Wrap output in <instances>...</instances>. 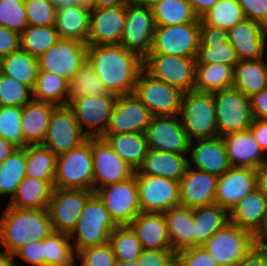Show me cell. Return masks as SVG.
<instances>
[{"mask_svg":"<svg viewBox=\"0 0 267 266\" xmlns=\"http://www.w3.org/2000/svg\"><path fill=\"white\" fill-rule=\"evenodd\" d=\"M28 26H55L56 9L51 0H24Z\"/></svg>","mask_w":267,"mask_h":266,"instance_id":"f5cc1de1","label":"cell"},{"mask_svg":"<svg viewBox=\"0 0 267 266\" xmlns=\"http://www.w3.org/2000/svg\"><path fill=\"white\" fill-rule=\"evenodd\" d=\"M32 99L65 106L68 100V81L59 75L39 71L32 90Z\"/></svg>","mask_w":267,"mask_h":266,"instance_id":"ab89813d","label":"cell"},{"mask_svg":"<svg viewBox=\"0 0 267 266\" xmlns=\"http://www.w3.org/2000/svg\"><path fill=\"white\" fill-rule=\"evenodd\" d=\"M153 116L134 93L119 95L104 134H144Z\"/></svg>","mask_w":267,"mask_h":266,"instance_id":"ffe728a7","label":"cell"},{"mask_svg":"<svg viewBox=\"0 0 267 266\" xmlns=\"http://www.w3.org/2000/svg\"><path fill=\"white\" fill-rule=\"evenodd\" d=\"M160 0H128V3L136 6L152 8Z\"/></svg>","mask_w":267,"mask_h":266,"instance_id":"753ad0ef","label":"cell"},{"mask_svg":"<svg viewBox=\"0 0 267 266\" xmlns=\"http://www.w3.org/2000/svg\"><path fill=\"white\" fill-rule=\"evenodd\" d=\"M117 96L111 93L102 96L82 97L72 101V110L81 129L89 137H101L108 126Z\"/></svg>","mask_w":267,"mask_h":266,"instance_id":"ac0fdd59","label":"cell"},{"mask_svg":"<svg viewBox=\"0 0 267 266\" xmlns=\"http://www.w3.org/2000/svg\"><path fill=\"white\" fill-rule=\"evenodd\" d=\"M20 49V33L0 26V59Z\"/></svg>","mask_w":267,"mask_h":266,"instance_id":"91938a15","label":"cell"},{"mask_svg":"<svg viewBox=\"0 0 267 266\" xmlns=\"http://www.w3.org/2000/svg\"><path fill=\"white\" fill-rule=\"evenodd\" d=\"M227 37L240 61L264 57L267 28L261 23L244 18L227 31Z\"/></svg>","mask_w":267,"mask_h":266,"instance_id":"cb8c5ba5","label":"cell"},{"mask_svg":"<svg viewBox=\"0 0 267 266\" xmlns=\"http://www.w3.org/2000/svg\"><path fill=\"white\" fill-rule=\"evenodd\" d=\"M148 149L176 154H189L191 140L178 115L153 116L144 132Z\"/></svg>","mask_w":267,"mask_h":266,"instance_id":"e0dca14e","label":"cell"},{"mask_svg":"<svg viewBox=\"0 0 267 266\" xmlns=\"http://www.w3.org/2000/svg\"><path fill=\"white\" fill-rule=\"evenodd\" d=\"M262 248L267 252V243H265Z\"/></svg>","mask_w":267,"mask_h":266,"instance_id":"b9fcfbb0","label":"cell"},{"mask_svg":"<svg viewBox=\"0 0 267 266\" xmlns=\"http://www.w3.org/2000/svg\"><path fill=\"white\" fill-rule=\"evenodd\" d=\"M56 11L80 5L79 0H51Z\"/></svg>","mask_w":267,"mask_h":266,"instance_id":"89a4df30","label":"cell"},{"mask_svg":"<svg viewBox=\"0 0 267 266\" xmlns=\"http://www.w3.org/2000/svg\"><path fill=\"white\" fill-rule=\"evenodd\" d=\"M143 69L183 93L194 90L196 57L149 53L143 59Z\"/></svg>","mask_w":267,"mask_h":266,"instance_id":"ba28073f","label":"cell"},{"mask_svg":"<svg viewBox=\"0 0 267 266\" xmlns=\"http://www.w3.org/2000/svg\"><path fill=\"white\" fill-rule=\"evenodd\" d=\"M0 26L18 33L28 26L24 0H0Z\"/></svg>","mask_w":267,"mask_h":266,"instance_id":"816d5d0a","label":"cell"},{"mask_svg":"<svg viewBox=\"0 0 267 266\" xmlns=\"http://www.w3.org/2000/svg\"><path fill=\"white\" fill-rule=\"evenodd\" d=\"M25 174L54 184L57 156L42 144L27 145Z\"/></svg>","mask_w":267,"mask_h":266,"instance_id":"f35d334b","label":"cell"},{"mask_svg":"<svg viewBox=\"0 0 267 266\" xmlns=\"http://www.w3.org/2000/svg\"><path fill=\"white\" fill-rule=\"evenodd\" d=\"M91 9L78 5L56 11L55 28L59 38L86 43Z\"/></svg>","mask_w":267,"mask_h":266,"instance_id":"1f68e13d","label":"cell"},{"mask_svg":"<svg viewBox=\"0 0 267 266\" xmlns=\"http://www.w3.org/2000/svg\"><path fill=\"white\" fill-rule=\"evenodd\" d=\"M176 266H218L204 246H194L177 253Z\"/></svg>","mask_w":267,"mask_h":266,"instance_id":"11a10c76","label":"cell"},{"mask_svg":"<svg viewBox=\"0 0 267 266\" xmlns=\"http://www.w3.org/2000/svg\"><path fill=\"white\" fill-rule=\"evenodd\" d=\"M133 93L154 115H178L183 92L153 78L144 69L140 72Z\"/></svg>","mask_w":267,"mask_h":266,"instance_id":"9c48e42d","label":"cell"},{"mask_svg":"<svg viewBox=\"0 0 267 266\" xmlns=\"http://www.w3.org/2000/svg\"><path fill=\"white\" fill-rule=\"evenodd\" d=\"M199 41L200 21L156 26L150 53L196 57Z\"/></svg>","mask_w":267,"mask_h":266,"instance_id":"30bf717a","label":"cell"},{"mask_svg":"<svg viewBox=\"0 0 267 266\" xmlns=\"http://www.w3.org/2000/svg\"><path fill=\"white\" fill-rule=\"evenodd\" d=\"M88 61L107 91L131 94L143 70V59L120 44L88 45Z\"/></svg>","mask_w":267,"mask_h":266,"instance_id":"6da1fadb","label":"cell"},{"mask_svg":"<svg viewBox=\"0 0 267 266\" xmlns=\"http://www.w3.org/2000/svg\"><path fill=\"white\" fill-rule=\"evenodd\" d=\"M116 227L104 202L94 192L87 199L76 227L69 237L72 240L75 239L76 247L74 248L77 252L89 246L109 242L110 235Z\"/></svg>","mask_w":267,"mask_h":266,"instance_id":"277c9868","label":"cell"},{"mask_svg":"<svg viewBox=\"0 0 267 266\" xmlns=\"http://www.w3.org/2000/svg\"><path fill=\"white\" fill-rule=\"evenodd\" d=\"M14 257H21L26 262L34 266H44L43 241L33 240L28 244L20 247L13 253Z\"/></svg>","mask_w":267,"mask_h":266,"instance_id":"680465c9","label":"cell"},{"mask_svg":"<svg viewBox=\"0 0 267 266\" xmlns=\"http://www.w3.org/2000/svg\"><path fill=\"white\" fill-rule=\"evenodd\" d=\"M92 155L94 192L107 185L124 181L135 174L134 168L122 160L101 137H92Z\"/></svg>","mask_w":267,"mask_h":266,"instance_id":"d6986e66","label":"cell"},{"mask_svg":"<svg viewBox=\"0 0 267 266\" xmlns=\"http://www.w3.org/2000/svg\"><path fill=\"white\" fill-rule=\"evenodd\" d=\"M178 116L191 141L218 136L213 93L195 90L183 93Z\"/></svg>","mask_w":267,"mask_h":266,"instance_id":"3957f363","label":"cell"},{"mask_svg":"<svg viewBox=\"0 0 267 266\" xmlns=\"http://www.w3.org/2000/svg\"><path fill=\"white\" fill-rule=\"evenodd\" d=\"M155 30L152 8L126 4V20L120 45L144 59L152 50Z\"/></svg>","mask_w":267,"mask_h":266,"instance_id":"5bb4252c","label":"cell"},{"mask_svg":"<svg viewBox=\"0 0 267 266\" xmlns=\"http://www.w3.org/2000/svg\"><path fill=\"white\" fill-rule=\"evenodd\" d=\"M216 41H228L227 30L205 24L200 19L199 42H216Z\"/></svg>","mask_w":267,"mask_h":266,"instance_id":"94428289","label":"cell"},{"mask_svg":"<svg viewBox=\"0 0 267 266\" xmlns=\"http://www.w3.org/2000/svg\"><path fill=\"white\" fill-rule=\"evenodd\" d=\"M256 187V169L232 166L218 177L215 203L229 212Z\"/></svg>","mask_w":267,"mask_h":266,"instance_id":"603a6c76","label":"cell"},{"mask_svg":"<svg viewBox=\"0 0 267 266\" xmlns=\"http://www.w3.org/2000/svg\"><path fill=\"white\" fill-rule=\"evenodd\" d=\"M44 266H75L77 253L68 234L53 231L42 239Z\"/></svg>","mask_w":267,"mask_h":266,"instance_id":"7bdbcfd3","label":"cell"},{"mask_svg":"<svg viewBox=\"0 0 267 266\" xmlns=\"http://www.w3.org/2000/svg\"><path fill=\"white\" fill-rule=\"evenodd\" d=\"M54 186L47 180L25 177L8 206L20 209H47Z\"/></svg>","mask_w":267,"mask_h":266,"instance_id":"d6a6232c","label":"cell"},{"mask_svg":"<svg viewBox=\"0 0 267 266\" xmlns=\"http://www.w3.org/2000/svg\"><path fill=\"white\" fill-rule=\"evenodd\" d=\"M128 4V0H95V8L114 7Z\"/></svg>","mask_w":267,"mask_h":266,"instance_id":"2644e50d","label":"cell"},{"mask_svg":"<svg viewBox=\"0 0 267 266\" xmlns=\"http://www.w3.org/2000/svg\"><path fill=\"white\" fill-rule=\"evenodd\" d=\"M188 165L179 181V203L194 209L215 203L218 177Z\"/></svg>","mask_w":267,"mask_h":266,"instance_id":"7402d4cb","label":"cell"},{"mask_svg":"<svg viewBox=\"0 0 267 266\" xmlns=\"http://www.w3.org/2000/svg\"><path fill=\"white\" fill-rule=\"evenodd\" d=\"M256 186L267 196V161L256 169Z\"/></svg>","mask_w":267,"mask_h":266,"instance_id":"003e7915","label":"cell"},{"mask_svg":"<svg viewBox=\"0 0 267 266\" xmlns=\"http://www.w3.org/2000/svg\"><path fill=\"white\" fill-rule=\"evenodd\" d=\"M57 105L31 100L22 107L21 126L27 145L42 144L47 133L51 115Z\"/></svg>","mask_w":267,"mask_h":266,"instance_id":"f546056e","label":"cell"},{"mask_svg":"<svg viewBox=\"0 0 267 266\" xmlns=\"http://www.w3.org/2000/svg\"><path fill=\"white\" fill-rule=\"evenodd\" d=\"M143 249H171L163 213L140 212L129 224Z\"/></svg>","mask_w":267,"mask_h":266,"instance_id":"f1b7e54d","label":"cell"},{"mask_svg":"<svg viewBox=\"0 0 267 266\" xmlns=\"http://www.w3.org/2000/svg\"><path fill=\"white\" fill-rule=\"evenodd\" d=\"M17 149L12 143L0 136V164Z\"/></svg>","mask_w":267,"mask_h":266,"instance_id":"a7ac6f4b","label":"cell"},{"mask_svg":"<svg viewBox=\"0 0 267 266\" xmlns=\"http://www.w3.org/2000/svg\"><path fill=\"white\" fill-rule=\"evenodd\" d=\"M109 242L116 256V261L132 262L143 251L142 244L129 225L117 226L111 233Z\"/></svg>","mask_w":267,"mask_h":266,"instance_id":"bcb514c9","label":"cell"},{"mask_svg":"<svg viewBox=\"0 0 267 266\" xmlns=\"http://www.w3.org/2000/svg\"><path fill=\"white\" fill-rule=\"evenodd\" d=\"M53 186L94 191L92 137L79 147L57 156Z\"/></svg>","mask_w":267,"mask_h":266,"instance_id":"5b68a950","label":"cell"},{"mask_svg":"<svg viewBox=\"0 0 267 266\" xmlns=\"http://www.w3.org/2000/svg\"><path fill=\"white\" fill-rule=\"evenodd\" d=\"M126 20V4L92 8L87 45L120 44Z\"/></svg>","mask_w":267,"mask_h":266,"instance_id":"44dd1931","label":"cell"},{"mask_svg":"<svg viewBox=\"0 0 267 266\" xmlns=\"http://www.w3.org/2000/svg\"><path fill=\"white\" fill-rule=\"evenodd\" d=\"M81 260L80 266H114L116 256L110 242L103 245L89 246L76 253Z\"/></svg>","mask_w":267,"mask_h":266,"instance_id":"db71d44e","label":"cell"},{"mask_svg":"<svg viewBox=\"0 0 267 266\" xmlns=\"http://www.w3.org/2000/svg\"><path fill=\"white\" fill-rule=\"evenodd\" d=\"M88 61V45L62 39L38 58L39 71L59 75L69 81Z\"/></svg>","mask_w":267,"mask_h":266,"instance_id":"8fae6325","label":"cell"},{"mask_svg":"<svg viewBox=\"0 0 267 266\" xmlns=\"http://www.w3.org/2000/svg\"><path fill=\"white\" fill-rule=\"evenodd\" d=\"M229 222L258 237L267 223V196L253 189L229 211Z\"/></svg>","mask_w":267,"mask_h":266,"instance_id":"d4e9b609","label":"cell"},{"mask_svg":"<svg viewBox=\"0 0 267 266\" xmlns=\"http://www.w3.org/2000/svg\"><path fill=\"white\" fill-rule=\"evenodd\" d=\"M96 193L117 226L129 225L141 212L135 174L124 181L99 188Z\"/></svg>","mask_w":267,"mask_h":266,"instance_id":"9a60e30c","label":"cell"},{"mask_svg":"<svg viewBox=\"0 0 267 266\" xmlns=\"http://www.w3.org/2000/svg\"><path fill=\"white\" fill-rule=\"evenodd\" d=\"M253 119H267V88L250 98Z\"/></svg>","mask_w":267,"mask_h":266,"instance_id":"6125c7cd","label":"cell"},{"mask_svg":"<svg viewBox=\"0 0 267 266\" xmlns=\"http://www.w3.org/2000/svg\"><path fill=\"white\" fill-rule=\"evenodd\" d=\"M21 119L22 107L0 106V136L17 148L25 147Z\"/></svg>","mask_w":267,"mask_h":266,"instance_id":"681fc988","label":"cell"},{"mask_svg":"<svg viewBox=\"0 0 267 266\" xmlns=\"http://www.w3.org/2000/svg\"><path fill=\"white\" fill-rule=\"evenodd\" d=\"M258 245L263 246L265 243H267V223L265 225L264 230L262 233L257 237Z\"/></svg>","mask_w":267,"mask_h":266,"instance_id":"34e18365","label":"cell"},{"mask_svg":"<svg viewBox=\"0 0 267 266\" xmlns=\"http://www.w3.org/2000/svg\"><path fill=\"white\" fill-rule=\"evenodd\" d=\"M239 61L229 41L199 42L196 64L223 63L234 69Z\"/></svg>","mask_w":267,"mask_h":266,"instance_id":"c3c4849f","label":"cell"},{"mask_svg":"<svg viewBox=\"0 0 267 266\" xmlns=\"http://www.w3.org/2000/svg\"><path fill=\"white\" fill-rule=\"evenodd\" d=\"M249 130L253 133L257 144L267 155V119H253Z\"/></svg>","mask_w":267,"mask_h":266,"instance_id":"e7e4bbea","label":"cell"},{"mask_svg":"<svg viewBox=\"0 0 267 266\" xmlns=\"http://www.w3.org/2000/svg\"><path fill=\"white\" fill-rule=\"evenodd\" d=\"M245 18L238 0H219L200 19L213 27L229 30Z\"/></svg>","mask_w":267,"mask_h":266,"instance_id":"7dc6e473","label":"cell"},{"mask_svg":"<svg viewBox=\"0 0 267 266\" xmlns=\"http://www.w3.org/2000/svg\"><path fill=\"white\" fill-rule=\"evenodd\" d=\"M88 139L72 110L67 105L57 106L51 115L42 145L58 156L79 147Z\"/></svg>","mask_w":267,"mask_h":266,"instance_id":"7c38bea8","label":"cell"},{"mask_svg":"<svg viewBox=\"0 0 267 266\" xmlns=\"http://www.w3.org/2000/svg\"><path fill=\"white\" fill-rule=\"evenodd\" d=\"M171 249L178 253L193 247V209L178 205L163 212Z\"/></svg>","mask_w":267,"mask_h":266,"instance_id":"4dcf8cb0","label":"cell"},{"mask_svg":"<svg viewBox=\"0 0 267 266\" xmlns=\"http://www.w3.org/2000/svg\"><path fill=\"white\" fill-rule=\"evenodd\" d=\"M101 138L134 170H137L142 164L148 151L147 140L143 133L103 134Z\"/></svg>","mask_w":267,"mask_h":266,"instance_id":"d590c367","label":"cell"},{"mask_svg":"<svg viewBox=\"0 0 267 266\" xmlns=\"http://www.w3.org/2000/svg\"><path fill=\"white\" fill-rule=\"evenodd\" d=\"M141 212L163 213L180 205L179 182L161 176L139 174L135 170Z\"/></svg>","mask_w":267,"mask_h":266,"instance_id":"2e32d148","label":"cell"},{"mask_svg":"<svg viewBox=\"0 0 267 266\" xmlns=\"http://www.w3.org/2000/svg\"><path fill=\"white\" fill-rule=\"evenodd\" d=\"M156 26L200 21L188 0H160L152 7Z\"/></svg>","mask_w":267,"mask_h":266,"instance_id":"b9f144b4","label":"cell"},{"mask_svg":"<svg viewBox=\"0 0 267 266\" xmlns=\"http://www.w3.org/2000/svg\"><path fill=\"white\" fill-rule=\"evenodd\" d=\"M229 223V212L216 203L193 209V247L203 246L219 229Z\"/></svg>","mask_w":267,"mask_h":266,"instance_id":"e575fe53","label":"cell"},{"mask_svg":"<svg viewBox=\"0 0 267 266\" xmlns=\"http://www.w3.org/2000/svg\"><path fill=\"white\" fill-rule=\"evenodd\" d=\"M234 69L223 63L196 64L194 90L213 93L233 85Z\"/></svg>","mask_w":267,"mask_h":266,"instance_id":"74e56055","label":"cell"},{"mask_svg":"<svg viewBox=\"0 0 267 266\" xmlns=\"http://www.w3.org/2000/svg\"><path fill=\"white\" fill-rule=\"evenodd\" d=\"M232 87L251 98L267 88V63L263 58L242 60L234 67Z\"/></svg>","mask_w":267,"mask_h":266,"instance_id":"836d02e7","label":"cell"},{"mask_svg":"<svg viewBox=\"0 0 267 266\" xmlns=\"http://www.w3.org/2000/svg\"><path fill=\"white\" fill-rule=\"evenodd\" d=\"M94 191L74 188H55L47 210L55 232L70 235L75 229L77 221L87 199Z\"/></svg>","mask_w":267,"mask_h":266,"instance_id":"4fadbf2b","label":"cell"},{"mask_svg":"<svg viewBox=\"0 0 267 266\" xmlns=\"http://www.w3.org/2000/svg\"><path fill=\"white\" fill-rule=\"evenodd\" d=\"M218 136L249 130L253 116L250 98L234 87L213 92Z\"/></svg>","mask_w":267,"mask_h":266,"instance_id":"52a82bcc","label":"cell"},{"mask_svg":"<svg viewBox=\"0 0 267 266\" xmlns=\"http://www.w3.org/2000/svg\"><path fill=\"white\" fill-rule=\"evenodd\" d=\"M222 138L231 166L257 169L267 161V155L250 130L231 133Z\"/></svg>","mask_w":267,"mask_h":266,"instance_id":"4316f807","label":"cell"},{"mask_svg":"<svg viewBox=\"0 0 267 266\" xmlns=\"http://www.w3.org/2000/svg\"><path fill=\"white\" fill-rule=\"evenodd\" d=\"M245 18L261 23L267 28V0H238Z\"/></svg>","mask_w":267,"mask_h":266,"instance_id":"6f0895ef","label":"cell"},{"mask_svg":"<svg viewBox=\"0 0 267 266\" xmlns=\"http://www.w3.org/2000/svg\"><path fill=\"white\" fill-rule=\"evenodd\" d=\"M0 72L33 90L39 72L38 59L20 49L0 59Z\"/></svg>","mask_w":267,"mask_h":266,"instance_id":"8d00e7d4","label":"cell"},{"mask_svg":"<svg viewBox=\"0 0 267 266\" xmlns=\"http://www.w3.org/2000/svg\"><path fill=\"white\" fill-rule=\"evenodd\" d=\"M47 209H20L7 206L0 219V245L14 253L20 247L39 241L53 232Z\"/></svg>","mask_w":267,"mask_h":266,"instance_id":"7a4b0ae2","label":"cell"},{"mask_svg":"<svg viewBox=\"0 0 267 266\" xmlns=\"http://www.w3.org/2000/svg\"><path fill=\"white\" fill-rule=\"evenodd\" d=\"M26 151L17 148L0 164V196L13 195L26 177Z\"/></svg>","mask_w":267,"mask_h":266,"instance_id":"ee69618b","label":"cell"},{"mask_svg":"<svg viewBox=\"0 0 267 266\" xmlns=\"http://www.w3.org/2000/svg\"><path fill=\"white\" fill-rule=\"evenodd\" d=\"M59 39L55 26H27L20 33L21 50L38 59Z\"/></svg>","mask_w":267,"mask_h":266,"instance_id":"f6af8a7d","label":"cell"},{"mask_svg":"<svg viewBox=\"0 0 267 266\" xmlns=\"http://www.w3.org/2000/svg\"><path fill=\"white\" fill-rule=\"evenodd\" d=\"M184 155L148 149L136 171L142 175L161 176L179 182L188 167V158Z\"/></svg>","mask_w":267,"mask_h":266,"instance_id":"83f0119b","label":"cell"},{"mask_svg":"<svg viewBox=\"0 0 267 266\" xmlns=\"http://www.w3.org/2000/svg\"><path fill=\"white\" fill-rule=\"evenodd\" d=\"M109 92L97 76L94 67L87 61L68 81V106L72 101L89 96H102Z\"/></svg>","mask_w":267,"mask_h":266,"instance_id":"60d3db41","label":"cell"},{"mask_svg":"<svg viewBox=\"0 0 267 266\" xmlns=\"http://www.w3.org/2000/svg\"><path fill=\"white\" fill-rule=\"evenodd\" d=\"M195 15L200 19L206 14L219 0H188Z\"/></svg>","mask_w":267,"mask_h":266,"instance_id":"03108f58","label":"cell"},{"mask_svg":"<svg viewBox=\"0 0 267 266\" xmlns=\"http://www.w3.org/2000/svg\"><path fill=\"white\" fill-rule=\"evenodd\" d=\"M79 3L81 6L89 9L95 8V0H79Z\"/></svg>","mask_w":267,"mask_h":266,"instance_id":"11e5206c","label":"cell"},{"mask_svg":"<svg viewBox=\"0 0 267 266\" xmlns=\"http://www.w3.org/2000/svg\"><path fill=\"white\" fill-rule=\"evenodd\" d=\"M198 145L193 146L190 142L189 154L191 161L188 165L194 164V168L220 177L232 166L229 162L226 146L221 136L198 139Z\"/></svg>","mask_w":267,"mask_h":266,"instance_id":"484cf974","label":"cell"},{"mask_svg":"<svg viewBox=\"0 0 267 266\" xmlns=\"http://www.w3.org/2000/svg\"><path fill=\"white\" fill-rule=\"evenodd\" d=\"M138 266H176L177 253L172 249H143Z\"/></svg>","mask_w":267,"mask_h":266,"instance_id":"9f6ffc18","label":"cell"},{"mask_svg":"<svg viewBox=\"0 0 267 266\" xmlns=\"http://www.w3.org/2000/svg\"><path fill=\"white\" fill-rule=\"evenodd\" d=\"M31 95L27 85L0 72V106L23 107L32 100Z\"/></svg>","mask_w":267,"mask_h":266,"instance_id":"f907efd6","label":"cell"},{"mask_svg":"<svg viewBox=\"0 0 267 266\" xmlns=\"http://www.w3.org/2000/svg\"><path fill=\"white\" fill-rule=\"evenodd\" d=\"M236 266H267V252L257 244Z\"/></svg>","mask_w":267,"mask_h":266,"instance_id":"be15d7a7","label":"cell"},{"mask_svg":"<svg viewBox=\"0 0 267 266\" xmlns=\"http://www.w3.org/2000/svg\"><path fill=\"white\" fill-rule=\"evenodd\" d=\"M257 244V237L252 232L229 222L203 246L218 266H236Z\"/></svg>","mask_w":267,"mask_h":266,"instance_id":"8992f818","label":"cell"},{"mask_svg":"<svg viewBox=\"0 0 267 266\" xmlns=\"http://www.w3.org/2000/svg\"><path fill=\"white\" fill-rule=\"evenodd\" d=\"M114 266H138V261H132V262H120V261H116Z\"/></svg>","mask_w":267,"mask_h":266,"instance_id":"2a66077c","label":"cell"},{"mask_svg":"<svg viewBox=\"0 0 267 266\" xmlns=\"http://www.w3.org/2000/svg\"><path fill=\"white\" fill-rule=\"evenodd\" d=\"M12 253L0 251V266H17Z\"/></svg>","mask_w":267,"mask_h":266,"instance_id":"8c879c8a","label":"cell"}]
</instances>
